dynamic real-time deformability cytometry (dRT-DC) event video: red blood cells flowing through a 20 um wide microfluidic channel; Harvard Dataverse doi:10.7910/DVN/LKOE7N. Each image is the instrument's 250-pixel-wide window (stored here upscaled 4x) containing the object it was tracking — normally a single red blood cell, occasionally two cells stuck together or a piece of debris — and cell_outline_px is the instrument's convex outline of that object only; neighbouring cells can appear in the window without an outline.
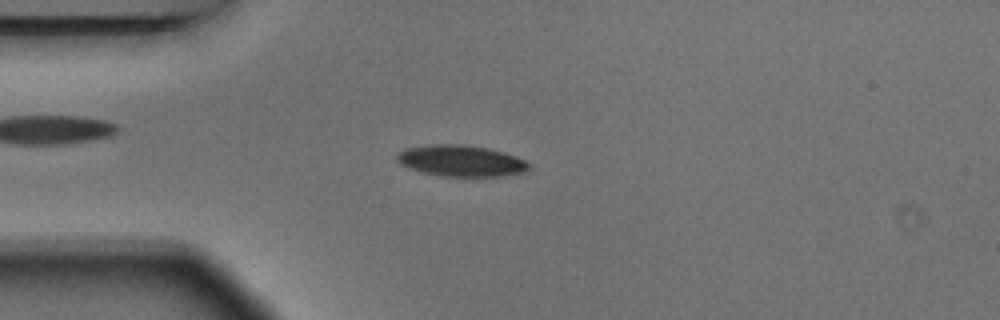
{"species": "Egyptian fruit bat (a non-hibernating species)", "species_latin": "Rousettus aegyptiacus", "temperature_condition": "warm", "stored_images_in_passage": 3, "camera_frame_rate_fps": 3000, "um_per_image_px": 0.085, "animal": {"sex": "male"}, "frame": {"image": 1, "passage_image": 3, "time_ms": 0.667, "image_size_px": [1000, 320], "cell_outline_px": [[532, 168], [524, 172], [504, 176], [440, 176], [424, 172], [400, 164], [396, 160], [396, 152], [404, 148], [428, 144], [468, 144], [488, 148], [504, 152], [516, 156], [532, 164]], "centroid_in_image_um": [39.2, 13.65], "position_along_channel_um": 45.8, "area_um2": 24.39}}